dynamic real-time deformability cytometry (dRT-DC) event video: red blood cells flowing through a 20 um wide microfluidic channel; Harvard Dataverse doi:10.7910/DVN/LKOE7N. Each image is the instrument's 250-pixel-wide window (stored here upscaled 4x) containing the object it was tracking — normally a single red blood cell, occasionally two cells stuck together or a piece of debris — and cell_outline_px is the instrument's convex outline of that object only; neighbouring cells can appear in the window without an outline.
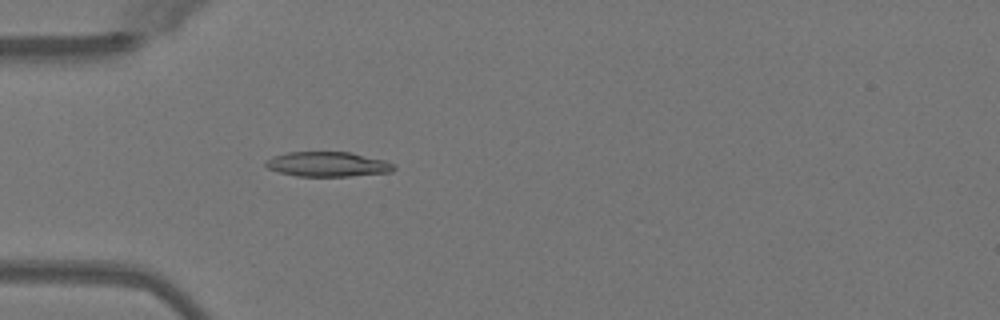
{"species": "Egyptian fruit bat (a non-hibernating species)", "species_latin": "Rousettus aegyptiacus", "temperature_condition": "warm", "stored_images_in_passage": 36, "camera_frame_rate_fps": 3000, "um_per_image_px": 0.085, "animal": {"sex": "female"}, "frame": {"image": 1, "passage_image": 1, "time_ms": 0.0, "image_size_px": [1000, 320], "cell_outline_px": [[396, 168], [392, 172], [348, 176], [296, 176], [280, 172], [268, 168], [264, 164], [264, 160], [272, 156], [288, 152], [352, 152], [384, 160], [396, 164]], "centroid_in_image_um": [27.86, 13.95], "position_along_channel_um": 57.1, "area_um2": 18.67}}
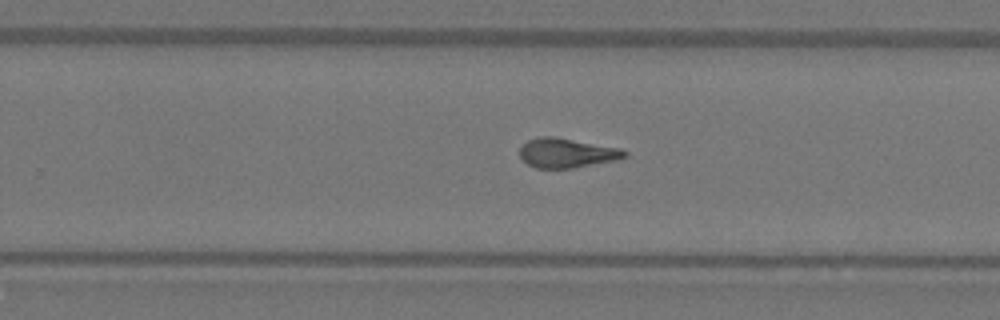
{"frame": {"image": 2, "passage_image": 18, "time_ms": 5.667, "image_size_px": [1000, 320], "cell_outline_px": [[628, 156], [616, 160], [572, 168], [536, 168], [528, 164], [520, 156], [520, 148], [528, 140], [540, 136], [556, 136], [620, 148], [628, 152]], "centroid_in_image_um": [48.19, 12.99], "position_along_channel_um": 281.6, "area_um2": 18.03}}
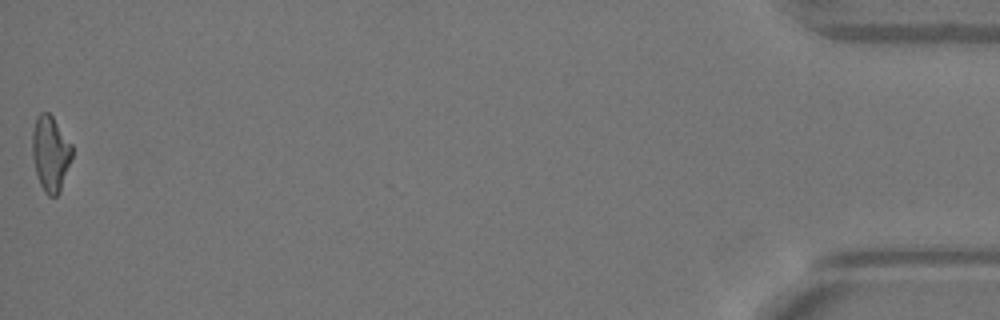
{"frame": {"image": 3, "passage_image": 36, "time_ms": 11.667, "image_size_px": [1000, 320], "cell_outline_px": [[72, 156], [60, 192], [56, 196], [48, 196], [44, 192], [36, 176], [32, 156], [32, 132], [36, 116], [40, 112], [48, 112], [52, 116], [72, 144]], "centroid_in_image_um": [4.27, 13.05], "position_along_channel_um": 430.9, "area_um2": 17.63}, "authors_computed_cell_mechanics": {"area_um2": 17.8891, "velocity_mm_per_s": 4.0653, "shape_relaxation_time_tau1_ms": null, "shape_relaxation_time_tau2_ms": 2.5686, "deformation_change_tau1": null, "deformation_change_tau2": 0.1029}}